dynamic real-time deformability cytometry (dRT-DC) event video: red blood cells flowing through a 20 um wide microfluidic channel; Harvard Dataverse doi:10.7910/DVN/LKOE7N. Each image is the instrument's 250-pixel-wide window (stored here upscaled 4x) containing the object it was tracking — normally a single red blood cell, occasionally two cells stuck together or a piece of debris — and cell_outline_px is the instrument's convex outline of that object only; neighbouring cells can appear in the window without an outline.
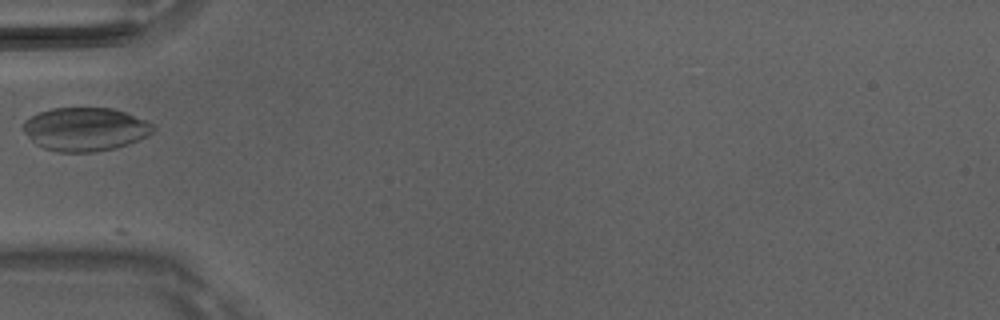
{"species": "Egyptian fruit bat (a non-hibernating species)", "species_latin": "Rousettus aegyptiacus", "temperature_condition": "room temperature", "stored_images_in_passage": 3, "camera_frame_rate_fps": 3000, "um_per_image_px": 0.085, "animal": {"sex": "male"}, "frame": {"image": 1, "passage_image": 3, "time_ms": 0.667, "image_size_px": [1000, 320], "cell_outline_px": [[156, 128], [148, 136], [128, 144], [116, 148], [92, 152], [60, 152], [44, 148], [36, 144], [20, 128], [20, 124], [24, 120], [40, 112], [52, 108], [112, 108], [124, 112], [144, 120], [152, 124]], "centroid_in_image_um": [7.21, 10.98], "position_along_channel_um": 77.8, "area_um2": 32.89}}